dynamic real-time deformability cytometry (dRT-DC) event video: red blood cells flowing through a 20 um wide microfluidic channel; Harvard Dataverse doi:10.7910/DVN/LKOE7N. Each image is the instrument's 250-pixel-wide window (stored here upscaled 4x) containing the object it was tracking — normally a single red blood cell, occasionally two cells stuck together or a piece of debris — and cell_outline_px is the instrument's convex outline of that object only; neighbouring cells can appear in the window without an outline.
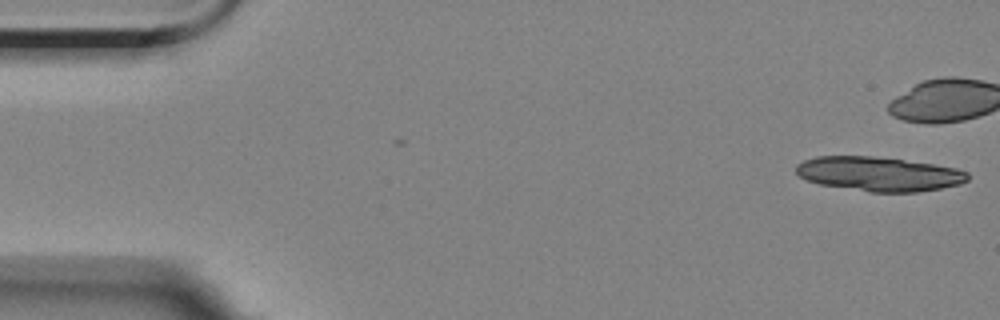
{"species": "Egyptian fruit bat (a non-hibernating species)", "species_latin": "Rousettus aegyptiacus", "temperature_condition": "room temperature", "stored_images_in_passage": 8, "camera_frame_rate_fps": 3000, "um_per_image_px": 0.085, "animal": {"sex": "female"}, "frame": {"image": 1, "passage_image": 1, "time_ms": 0.0, "image_size_px": [1000, 320], "cell_outline_px": [[968, 180], [960, 184], [940, 188], [916, 192], [868, 192], [820, 184], [808, 180], [800, 176], [796, 172], [796, 164], [804, 160], [816, 156], [872, 156], [932, 164], [956, 168], [968, 172]], "centroid_in_image_um": [74.69, 14.79], "position_along_channel_um": 10.3, "area_um2": 34.16}}